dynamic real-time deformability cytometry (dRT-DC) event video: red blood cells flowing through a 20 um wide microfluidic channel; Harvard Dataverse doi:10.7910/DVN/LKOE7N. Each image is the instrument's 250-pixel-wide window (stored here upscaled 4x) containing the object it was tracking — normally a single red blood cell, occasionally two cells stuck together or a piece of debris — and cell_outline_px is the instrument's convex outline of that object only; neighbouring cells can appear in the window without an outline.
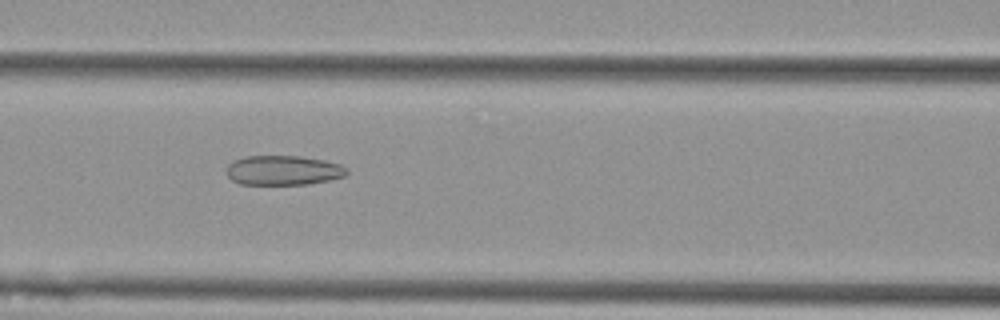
{"species": "Egyptian fruit bat (a non-hibernating species)", "species_latin": "Rousettus aegyptiacus", "temperature_condition": "cold", "stored_images_in_passage": 8, "camera_frame_rate_fps": 3000, "um_per_image_px": 0.085, "animal": {"sex": "female"}, "frame": {"image": 1, "passage_image": 6, "time_ms": 1.667, "image_size_px": [1000, 320], "cell_outline_px": [[348, 172], [344, 176], [328, 180], [308, 184], [240, 184], [232, 180], [224, 172], [228, 164], [244, 156], [300, 156], [324, 160], [340, 164], [348, 168]], "centroid_in_image_um": [24.06, 14.47], "position_along_channel_um": 142.5, "area_um2": 20.81}}
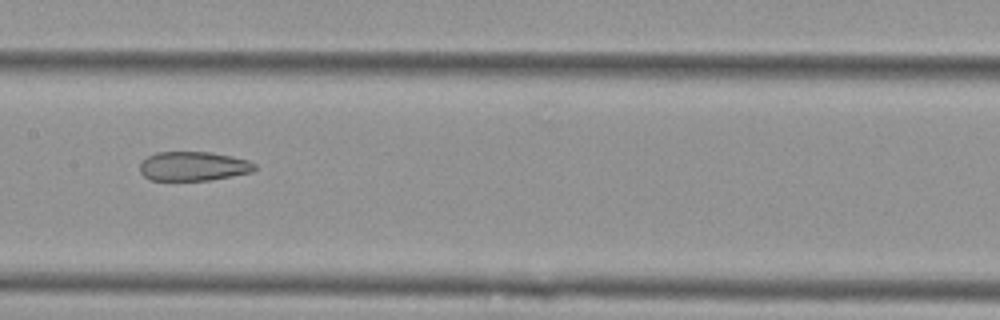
{"frame": {"image": 2, "passage_image": 7, "time_ms": 2.0, "image_size_px": [1000, 320], "cell_outline_px": [[256, 168], [252, 172], [232, 176], [208, 180], [148, 180], [140, 172], [140, 164], [148, 156], [156, 152], [212, 152], [232, 156], [248, 160], [256, 164]], "centroid_in_image_um": [16.44, 14.12], "position_along_channel_um": 191.0, "area_um2": 19.59}}
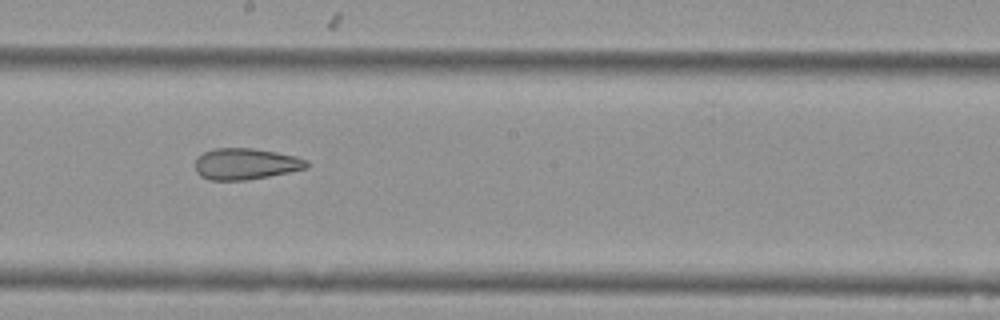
{"frame": {"image": 3, "passage_image": 8, "time_ms": 2.333, "image_size_px": [1000, 320], "cell_outline_px": [[308, 168], [268, 176], [244, 180], [208, 180], [200, 176], [196, 172], [196, 160], [204, 152], [216, 148], [252, 148], [276, 152], [296, 156], [308, 160]], "centroid_in_image_um": [20.89, 13.93], "position_along_channel_um": 227.3, "area_um2": 20.23}}